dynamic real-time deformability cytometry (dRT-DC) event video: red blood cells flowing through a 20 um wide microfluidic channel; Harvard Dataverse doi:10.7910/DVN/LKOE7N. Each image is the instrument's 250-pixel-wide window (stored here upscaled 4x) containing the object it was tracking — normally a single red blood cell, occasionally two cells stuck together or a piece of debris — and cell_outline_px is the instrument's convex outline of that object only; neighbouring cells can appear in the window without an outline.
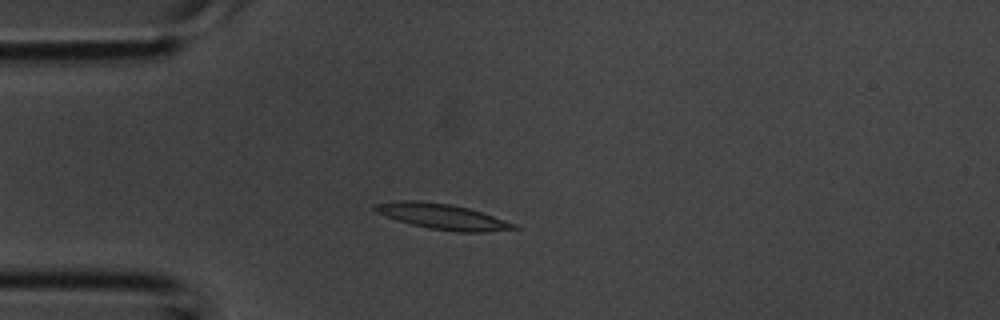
{"species": "common noctule bat (a hibernating species)", "species_latin": "Nyctalus noctula", "temperature_condition": "room temperature", "stored_images_in_passage": 2, "camera_frame_rate_fps": 3000, "um_per_image_px": 0.085, "animal": {"sex": "male", "body_mass_g": 20.1, "forearm_length_mm": 53.5}, "frame": {"image": 1, "passage_image": 2, "time_ms": 0.333, "image_size_px": [1000, 320], "cell_outline_px": [[520, 228], [488, 232], [456, 232], [428, 228], [412, 224], [384, 216], [376, 212], [372, 208], [376, 204], [400, 200], [416, 200], [452, 204], [468, 208], [516, 224]], "centroid_in_image_um": [37.59, 18.41], "position_along_channel_um": 47.4, "area_um2": 20.52}}